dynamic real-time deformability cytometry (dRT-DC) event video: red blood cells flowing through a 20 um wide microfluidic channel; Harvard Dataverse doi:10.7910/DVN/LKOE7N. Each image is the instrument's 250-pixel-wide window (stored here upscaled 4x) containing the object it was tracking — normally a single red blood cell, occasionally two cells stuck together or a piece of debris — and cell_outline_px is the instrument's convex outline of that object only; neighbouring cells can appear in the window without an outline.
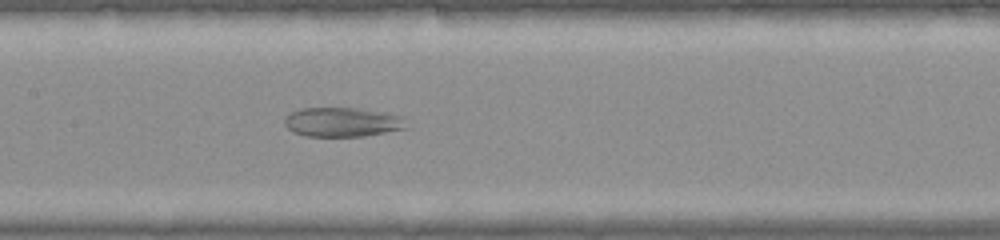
{"species": "common noctule bat (a hibernating species)", "species_latin": "Nyctalus noctula", "temperature_condition": "warm", "stored_images_in_passage": 30, "camera_frame_rate_fps": 3000, "um_per_image_px": 0.085, "animal": {"sex": "female", "body_mass_g": 22.0, "forearm_length_mm": 56.7}, "frame": {"image": 1, "passage_image": 14, "time_ms": 4.333, "image_size_px": [1000, 240], "cell_outline_px": [[408, 128], [364, 136], [304, 136], [292, 132], [284, 124], [284, 120], [292, 112], [304, 108], [356, 108], [404, 116]], "centroid_in_image_um": [29.12, 10.39], "position_along_channel_um": 178.3, "area_um2": 20.75}}
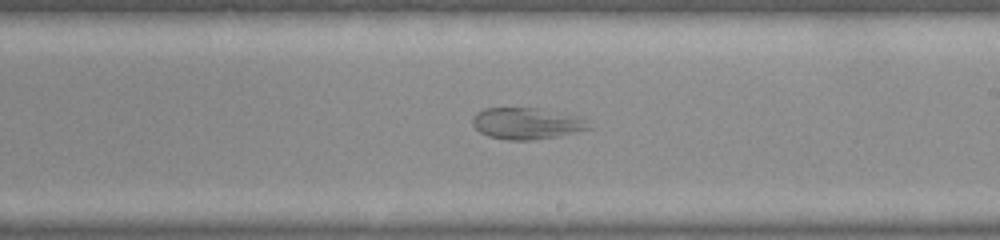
{"frame": {"image": 2, "passage_image": 18, "time_ms": 5.667, "image_size_px": [1000, 240], "cell_outline_px": [[592, 128], [556, 136], [532, 140], [508, 140], [488, 136], [480, 132], [472, 124], [472, 116], [476, 112], [484, 108], [536, 108], [584, 116]], "centroid_in_image_um": [44.78, 10.48], "position_along_channel_um": 244.2, "area_um2": 21.5}}
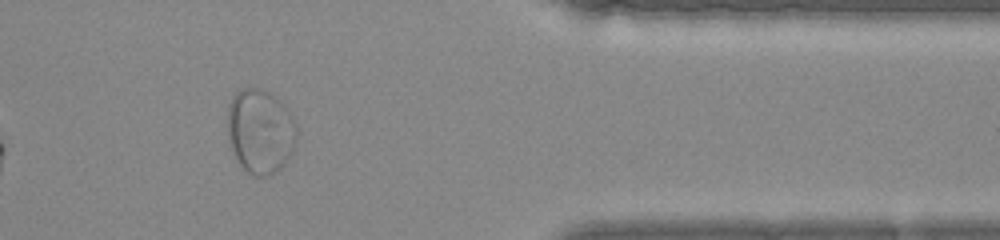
{"frame": {"image": 3, "passage_image": 28, "time_ms": 9.0, "image_size_px": [1000, 240], "cell_outline_px": [[296, 140], [288, 160], [276, 172], [268, 176], [252, 176], [240, 164], [232, 148], [228, 132], [228, 104], [236, 92], [240, 88], [260, 88], [268, 92], [280, 100], [296, 124]], "centroid_in_image_um": [22.12, 11.15], "position_along_channel_um": 389.3, "area_um2": 33.81}}